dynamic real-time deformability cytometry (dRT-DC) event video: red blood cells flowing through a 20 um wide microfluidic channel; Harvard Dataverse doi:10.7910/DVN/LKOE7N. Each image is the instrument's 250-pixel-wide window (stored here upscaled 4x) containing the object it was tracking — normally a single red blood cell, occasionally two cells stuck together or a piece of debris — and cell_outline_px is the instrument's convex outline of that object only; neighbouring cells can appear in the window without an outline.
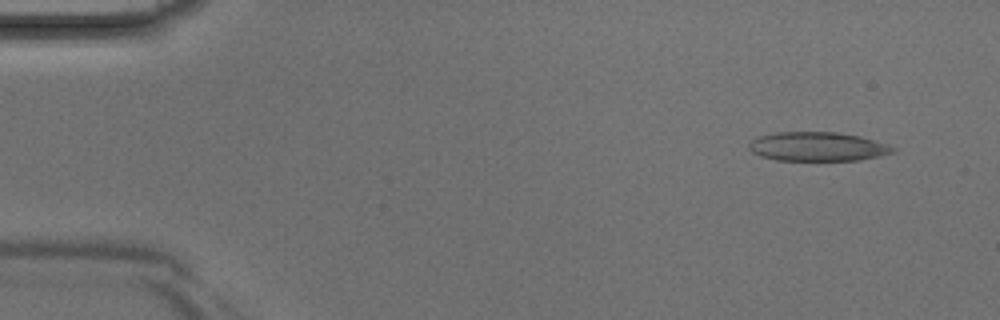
{"species": "Egyptian fruit bat (a non-hibernating species)", "species_latin": "Rousettus aegyptiacus", "temperature_condition": "room temperature", "stored_images_in_passage": 42, "camera_frame_rate_fps": 3000, "um_per_image_px": 0.085, "animal": {"sex": "male"}, "frame": {"image": 1, "passage_image": 3, "time_ms": 0.667, "image_size_px": [1000, 320], "cell_outline_px": [[896, 152], [880, 156], [860, 160], [776, 160], [760, 156], [752, 152], [748, 148], [748, 144], [756, 136], [776, 132], [836, 132], [860, 136], [888, 144], [896, 148]], "centroid_in_image_um": [69.49, 12.46], "position_along_channel_um": 15.5, "area_um2": 24.57}}
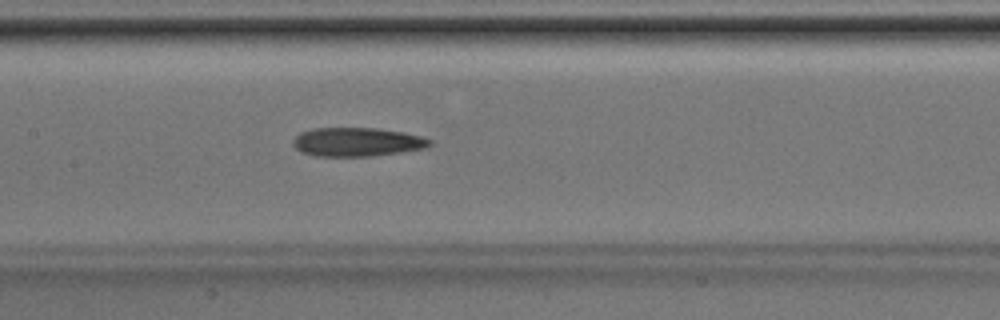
{"frame": {"image": 2, "passage_image": 20, "time_ms": 6.333, "image_size_px": [1000, 320], "cell_outline_px": [[432, 144], [424, 148], [404, 152], [372, 156], [316, 156], [300, 152], [292, 144], [292, 140], [300, 132], [316, 128], [376, 128], [404, 132], [424, 136], [432, 140]], "centroid_in_image_um": [30.37, 12.07], "position_along_channel_um": 177.0, "area_um2": 23.18}}
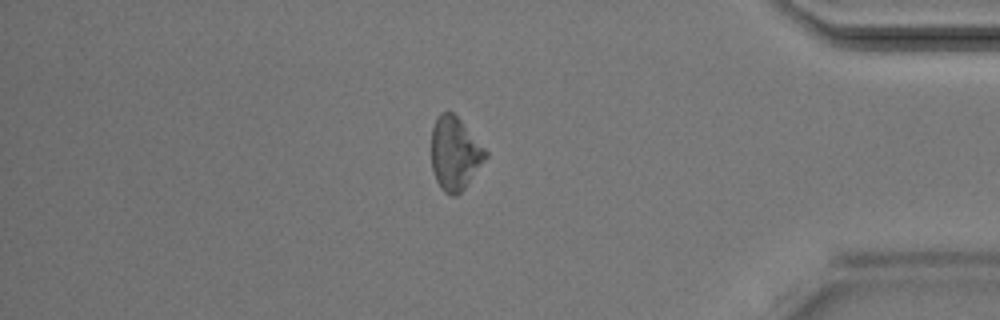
{"frame": {"image": 3, "passage_image": 36, "time_ms": 11.667, "image_size_px": [1000, 320], "cell_outline_px": [[488, 156], [464, 188], [456, 196], [452, 196], [444, 192], [440, 188], [436, 180], [432, 168], [432, 128], [440, 112], [452, 112], [460, 120], [488, 152]], "centroid_in_image_um": [38.65, 13.06], "position_along_channel_um": 396.5, "area_um2": 22.77}}